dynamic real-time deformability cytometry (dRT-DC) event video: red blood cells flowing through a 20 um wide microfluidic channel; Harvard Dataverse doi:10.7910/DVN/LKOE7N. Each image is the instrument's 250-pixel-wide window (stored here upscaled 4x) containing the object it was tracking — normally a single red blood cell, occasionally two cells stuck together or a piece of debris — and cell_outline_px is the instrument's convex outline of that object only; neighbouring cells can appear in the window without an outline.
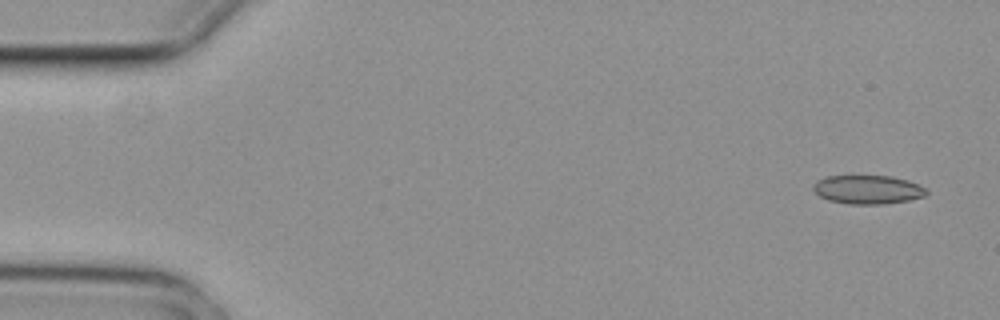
{"species": "common noctule bat (a hibernating species)", "species_latin": "Nyctalus noctula", "temperature_condition": "cold", "stored_images_in_passage": 3, "segment_of_instrument_passage": [1, 2], "camera_frame_rate_fps": 3000, "um_per_image_px": 0.085, "animal": {"sex": "female", "body_mass_g": 29.2, "forearm_length_mm": 56.3}, "frame": {"image": 1, "passage_image": 1, "time_ms": 0.0, "image_size_px": [1000, 320], "cell_outline_px": [[928, 192], [924, 196], [908, 200], [884, 204], [848, 204], [828, 200], [820, 196], [812, 188], [812, 184], [816, 180], [824, 176], [892, 176], [908, 180], [924, 188]], "centroid_in_image_um": [73.71, 16.11], "position_along_channel_um": 11.3, "area_um2": 18.96}}